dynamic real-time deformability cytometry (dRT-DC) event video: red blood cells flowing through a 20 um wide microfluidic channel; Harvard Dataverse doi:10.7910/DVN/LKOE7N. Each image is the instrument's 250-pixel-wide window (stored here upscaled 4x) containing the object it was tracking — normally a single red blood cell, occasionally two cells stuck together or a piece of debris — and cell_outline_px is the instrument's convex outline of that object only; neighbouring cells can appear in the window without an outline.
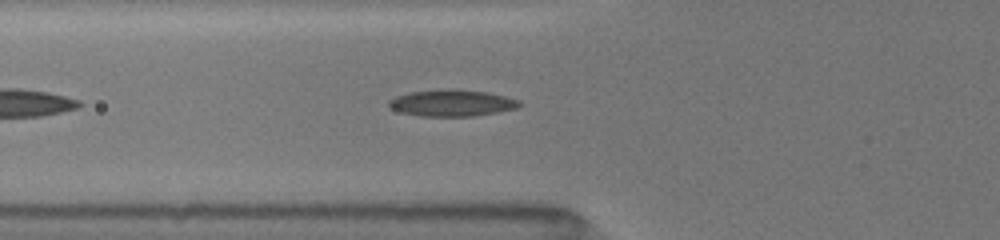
{"species": "common noctule bat (a hibernating species)", "species_latin": "Nyctalus noctula", "temperature_condition": "room temperature", "stored_images_in_passage": 30, "camera_frame_rate_fps": 3000, "um_per_image_px": 0.085, "animal": {"sex": "female", "body_mass_g": 19.5, "forearm_length_mm": 54.1}, "frame": {"image": 1, "passage_image": 5, "time_ms": 1.667, "image_size_px": [1000, 240], "cell_outline_px": [[524, 104], [516, 108], [496, 112], [472, 116], [420, 116], [400, 112], [392, 108], [388, 104], [388, 100], [396, 96], [408, 92], [440, 88], [456, 88], [488, 92], [520, 100]], "centroid_in_image_um": [38.4, 8.73], "position_along_channel_um": 87.4, "area_um2": 20.52}}
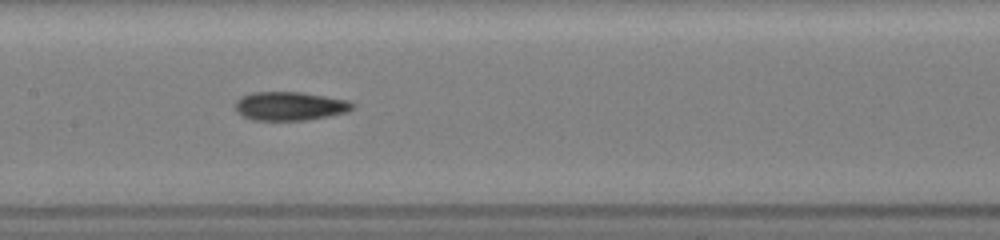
{"frame": {"image": 2, "passage_image": 12, "time_ms": 4.0, "image_size_px": [1000, 240], "cell_outline_px": [[352, 108], [348, 112], [328, 116], [304, 120], [252, 120], [236, 112], [236, 100], [240, 96], [252, 92], [300, 92], [348, 100], [352, 104]], "centroid_in_image_um": [24.6, 9.01], "position_along_channel_um": 182.8, "area_um2": 19.48}}
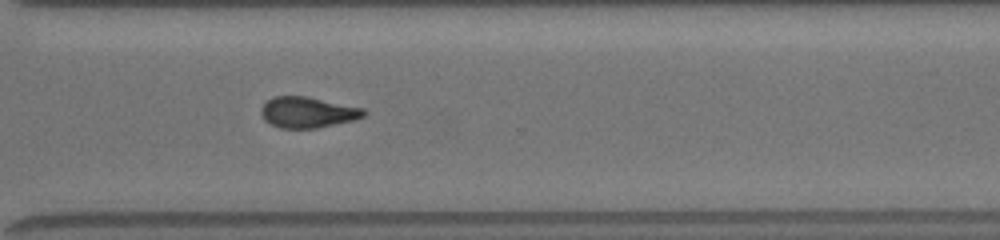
{"frame": {"image": 3, "passage_image": 23, "time_ms": 8.0, "image_size_px": [1000, 240], "cell_outline_px": [[368, 112], [364, 116], [352, 120], [316, 128], [280, 128], [264, 120], [260, 112], [260, 108], [272, 96], [308, 96], [364, 108]], "centroid_in_image_um": [26.14, 9.53], "position_along_channel_um": 344.5, "area_um2": 18.5}}